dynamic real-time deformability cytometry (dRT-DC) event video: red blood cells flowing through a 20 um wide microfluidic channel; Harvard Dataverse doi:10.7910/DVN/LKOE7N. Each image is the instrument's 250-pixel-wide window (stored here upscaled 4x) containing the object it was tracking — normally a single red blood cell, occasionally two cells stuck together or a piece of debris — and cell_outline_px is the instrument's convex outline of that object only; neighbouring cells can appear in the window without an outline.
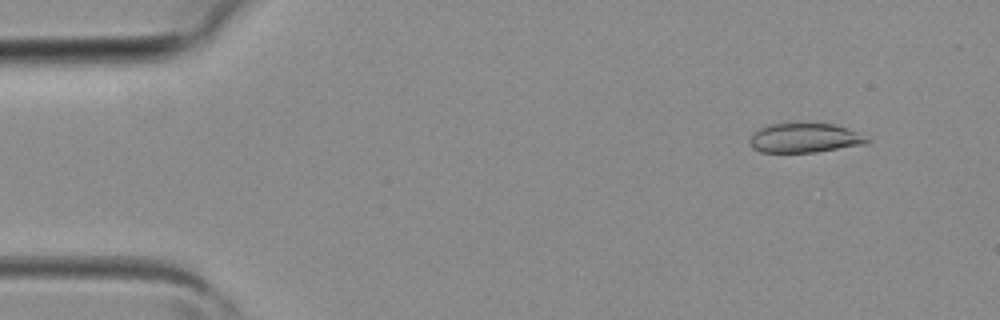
{"species": "common noctule bat (a hibernating species)", "species_latin": "Nyctalus noctula", "temperature_condition": "room temperature", "stored_images_in_passage": 4, "camera_frame_rate_fps": 3000, "um_per_image_px": 0.085, "animal": {"sex": "female", "body_mass_g": 19.3, "forearm_length_mm": 54.1}, "frame": {"image": 1, "passage_image": 2, "time_ms": 0.333, "image_size_px": [1000, 320], "cell_outline_px": [[872, 140], [868, 144], [816, 152], [760, 152], [752, 148], [748, 144], [748, 140], [760, 128], [768, 124], [836, 124], [856, 132]], "centroid_in_image_um": [68.4, 11.74], "position_along_channel_um": 16.6, "area_um2": 20.06}}